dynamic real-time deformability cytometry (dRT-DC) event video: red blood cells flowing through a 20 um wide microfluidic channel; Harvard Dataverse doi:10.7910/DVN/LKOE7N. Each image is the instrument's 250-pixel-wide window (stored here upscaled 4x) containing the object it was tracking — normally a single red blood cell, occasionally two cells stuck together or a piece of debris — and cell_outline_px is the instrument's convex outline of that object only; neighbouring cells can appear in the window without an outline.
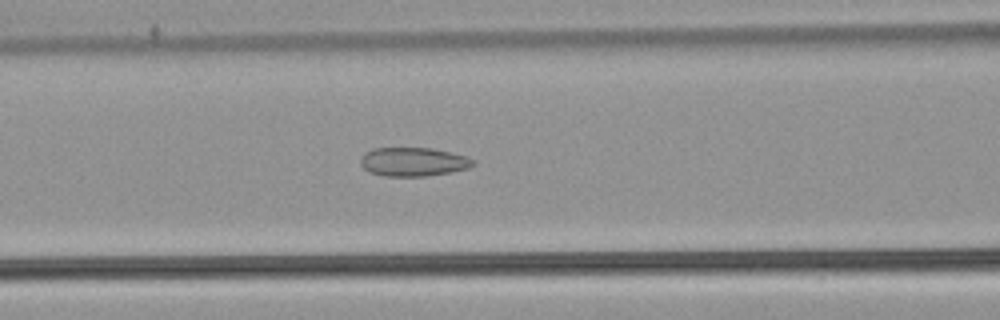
{"species": "common noctule bat (a hibernating species)", "species_latin": "Nyctalus noctula", "temperature_condition": "warm", "stored_images_in_passage": 53, "camera_frame_rate_fps": 3000, "um_per_image_px": 0.085, "animal": {"sex": "male", "body_mass_g": 21.5, "forearm_length_mm": 52.0}, "frame": {"image": 1, "passage_image": 23, "time_ms": 7.333, "image_size_px": [1000, 320], "cell_outline_px": [[476, 164], [468, 168], [452, 172], [428, 176], [384, 176], [368, 172], [360, 164], [360, 160], [364, 152], [372, 148], [432, 148], [452, 152], [476, 160]], "centroid_in_image_um": [35.13, 13.75], "position_along_channel_um": 131.5, "area_um2": 19.13}}
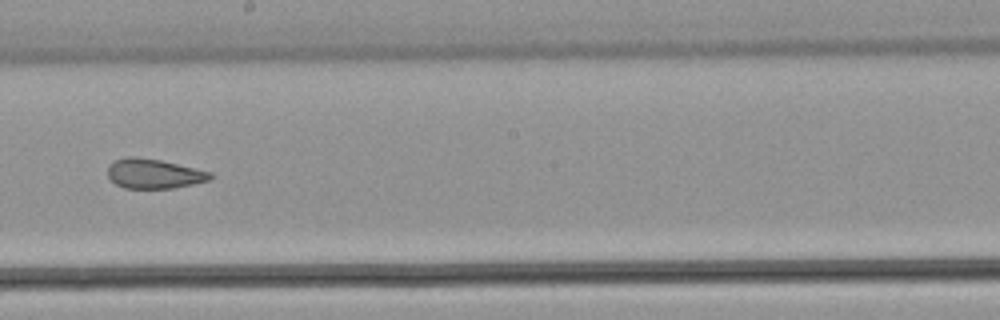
{"frame": {"image": 2, "passage_image": 31, "time_ms": 10.0, "image_size_px": [1000, 320], "cell_outline_px": [[212, 176], [208, 180], [192, 184], [172, 188], [124, 188], [116, 184], [108, 176], [108, 164], [116, 160], [128, 156], [136, 156], [160, 160], [212, 172]], "centroid_in_image_um": [13.05, 14.75], "position_along_channel_um": 235.1, "area_um2": 17.57}}
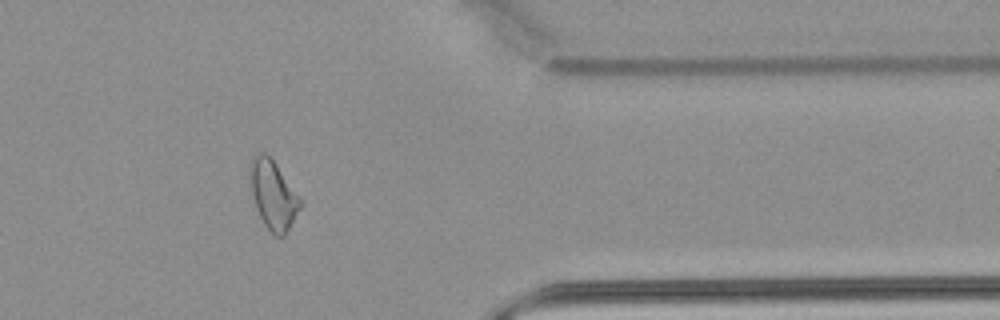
{"frame": {"image": 3, "passage_image": 44, "time_ms": 14.333, "image_size_px": [1000, 320], "cell_outline_px": [[300, 208], [284, 236], [276, 236], [264, 224], [256, 208], [252, 192], [248, 172], [252, 160], [256, 152], [264, 152], [272, 156], [300, 200]], "centroid_in_image_um": [23.18, 16.5], "position_along_channel_um": 388.2, "area_um2": 19.77}, "authors_computed_cell_mechanics": {"area_um2": 21.1548, "velocity_mm_per_s": 3.8943, "shape_relaxation_time_tau1_ms": null, "shape_relaxation_time_tau2_ms": 1.9169, "deformation_change_tau1": null, "deformation_change_tau2": 0.0831}}